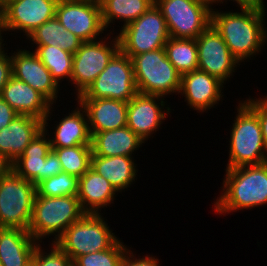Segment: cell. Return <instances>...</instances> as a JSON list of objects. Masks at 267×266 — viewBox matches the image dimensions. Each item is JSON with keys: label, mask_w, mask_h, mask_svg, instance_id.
<instances>
[{"label": "cell", "mask_w": 267, "mask_h": 266, "mask_svg": "<svg viewBox=\"0 0 267 266\" xmlns=\"http://www.w3.org/2000/svg\"><path fill=\"white\" fill-rule=\"evenodd\" d=\"M221 195L214 211L225 214L267 203V162L226 169Z\"/></svg>", "instance_id": "cell-2"}, {"label": "cell", "mask_w": 267, "mask_h": 266, "mask_svg": "<svg viewBox=\"0 0 267 266\" xmlns=\"http://www.w3.org/2000/svg\"><path fill=\"white\" fill-rule=\"evenodd\" d=\"M39 243L28 230L0 228V261L3 266H27Z\"/></svg>", "instance_id": "cell-23"}, {"label": "cell", "mask_w": 267, "mask_h": 266, "mask_svg": "<svg viewBox=\"0 0 267 266\" xmlns=\"http://www.w3.org/2000/svg\"><path fill=\"white\" fill-rule=\"evenodd\" d=\"M127 251L126 245L118 240L111 248L77 257L75 266H119Z\"/></svg>", "instance_id": "cell-33"}, {"label": "cell", "mask_w": 267, "mask_h": 266, "mask_svg": "<svg viewBox=\"0 0 267 266\" xmlns=\"http://www.w3.org/2000/svg\"><path fill=\"white\" fill-rule=\"evenodd\" d=\"M42 130V120L29 115H18L0 130V153L13 163Z\"/></svg>", "instance_id": "cell-20"}, {"label": "cell", "mask_w": 267, "mask_h": 266, "mask_svg": "<svg viewBox=\"0 0 267 266\" xmlns=\"http://www.w3.org/2000/svg\"><path fill=\"white\" fill-rule=\"evenodd\" d=\"M144 143L128 126L97 132L91 137L92 156H129Z\"/></svg>", "instance_id": "cell-24"}, {"label": "cell", "mask_w": 267, "mask_h": 266, "mask_svg": "<svg viewBox=\"0 0 267 266\" xmlns=\"http://www.w3.org/2000/svg\"><path fill=\"white\" fill-rule=\"evenodd\" d=\"M63 172L61 162L56 153L51 149L45 159L46 179Z\"/></svg>", "instance_id": "cell-38"}, {"label": "cell", "mask_w": 267, "mask_h": 266, "mask_svg": "<svg viewBox=\"0 0 267 266\" xmlns=\"http://www.w3.org/2000/svg\"><path fill=\"white\" fill-rule=\"evenodd\" d=\"M2 31V13L0 9V32Z\"/></svg>", "instance_id": "cell-44"}, {"label": "cell", "mask_w": 267, "mask_h": 266, "mask_svg": "<svg viewBox=\"0 0 267 266\" xmlns=\"http://www.w3.org/2000/svg\"><path fill=\"white\" fill-rule=\"evenodd\" d=\"M12 170V162L2 153H0V177L8 174Z\"/></svg>", "instance_id": "cell-41"}, {"label": "cell", "mask_w": 267, "mask_h": 266, "mask_svg": "<svg viewBox=\"0 0 267 266\" xmlns=\"http://www.w3.org/2000/svg\"><path fill=\"white\" fill-rule=\"evenodd\" d=\"M85 214L77 195L36 196L28 231L38 243L54 234L52 243H55L71 224Z\"/></svg>", "instance_id": "cell-4"}, {"label": "cell", "mask_w": 267, "mask_h": 266, "mask_svg": "<svg viewBox=\"0 0 267 266\" xmlns=\"http://www.w3.org/2000/svg\"><path fill=\"white\" fill-rule=\"evenodd\" d=\"M58 1L17 0L9 3L1 11L2 32L22 30L28 37L40 25L55 17Z\"/></svg>", "instance_id": "cell-14"}, {"label": "cell", "mask_w": 267, "mask_h": 266, "mask_svg": "<svg viewBox=\"0 0 267 266\" xmlns=\"http://www.w3.org/2000/svg\"><path fill=\"white\" fill-rule=\"evenodd\" d=\"M31 44L50 45L74 54L82 44V40L71 33L59 22L56 17L46 21L27 37Z\"/></svg>", "instance_id": "cell-27"}, {"label": "cell", "mask_w": 267, "mask_h": 266, "mask_svg": "<svg viewBox=\"0 0 267 266\" xmlns=\"http://www.w3.org/2000/svg\"><path fill=\"white\" fill-rule=\"evenodd\" d=\"M116 193L115 187L91 168L79 177L77 197L86 214H100L101 208L113 203Z\"/></svg>", "instance_id": "cell-21"}, {"label": "cell", "mask_w": 267, "mask_h": 266, "mask_svg": "<svg viewBox=\"0 0 267 266\" xmlns=\"http://www.w3.org/2000/svg\"><path fill=\"white\" fill-rule=\"evenodd\" d=\"M244 102L258 115L267 151V96H264V98L260 99H246Z\"/></svg>", "instance_id": "cell-35"}, {"label": "cell", "mask_w": 267, "mask_h": 266, "mask_svg": "<svg viewBox=\"0 0 267 266\" xmlns=\"http://www.w3.org/2000/svg\"><path fill=\"white\" fill-rule=\"evenodd\" d=\"M58 156L63 172L81 177L91 166V144L51 148Z\"/></svg>", "instance_id": "cell-31"}, {"label": "cell", "mask_w": 267, "mask_h": 266, "mask_svg": "<svg viewBox=\"0 0 267 266\" xmlns=\"http://www.w3.org/2000/svg\"><path fill=\"white\" fill-rule=\"evenodd\" d=\"M51 245V252L48 253H45L40 243L36 246L31 260L34 266H69L71 258L56 243Z\"/></svg>", "instance_id": "cell-34"}, {"label": "cell", "mask_w": 267, "mask_h": 266, "mask_svg": "<svg viewBox=\"0 0 267 266\" xmlns=\"http://www.w3.org/2000/svg\"><path fill=\"white\" fill-rule=\"evenodd\" d=\"M4 47L0 50V92L3 89V86L10 80L12 76V59L8 53H5L3 50Z\"/></svg>", "instance_id": "cell-37"}, {"label": "cell", "mask_w": 267, "mask_h": 266, "mask_svg": "<svg viewBox=\"0 0 267 266\" xmlns=\"http://www.w3.org/2000/svg\"><path fill=\"white\" fill-rule=\"evenodd\" d=\"M16 50L18 51L11 54L12 76L37 90L51 104L56 103L60 85L52 78L50 71L33 51Z\"/></svg>", "instance_id": "cell-16"}, {"label": "cell", "mask_w": 267, "mask_h": 266, "mask_svg": "<svg viewBox=\"0 0 267 266\" xmlns=\"http://www.w3.org/2000/svg\"><path fill=\"white\" fill-rule=\"evenodd\" d=\"M240 8L241 12H218L212 7L211 25L222 36L232 55L241 63L261 52V47L266 43L264 16L267 12L266 8L257 6Z\"/></svg>", "instance_id": "cell-1"}, {"label": "cell", "mask_w": 267, "mask_h": 266, "mask_svg": "<svg viewBox=\"0 0 267 266\" xmlns=\"http://www.w3.org/2000/svg\"><path fill=\"white\" fill-rule=\"evenodd\" d=\"M230 133L229 159L226 169L267 162L258 115L242 100L237 107Z\"/></svg>", "instance_id": "cell-3"}, {"label": "cell", "mask_w": 267, "mask_h": 266, "mask_svg": "<svg viewBox=\"0 0 267 266\" xmlns=\"http://www.w3.org/2000/svg\"><path fill=\"white\" fill-rule=\"evenodd\" d=\"M103 39L101 37L98 41L82 42L74 53L71 82L76 85L77 97L89 87L120 50L118 36H115L111 43H106V38L104 41Z\"/></svg>", "instance_id": "cell-11"}, {"label": "cell", "mask_w": 267, "mask_h": 266, "mask_svg": "<svg viewBox=\"0 0 267 266\" xmlns=\"http://www.w3.org/2000/svg\"><path fill=\"white\" fill-rule=\"evenodd\" d=\"M55 17L83 42L98 40L104 33L100 1L59 0ZM98 36V37H97Z\"/></svg>", "instance_id": "cell-12"}, {"label": "cell", "mask_w": 267, "mask_h": 266, "mask_svg": "<svg viewBox=\"0 0 267 266\" xmlns=\"http://www.w3.org/2000/svg\"><path fill=\"white\" fill-rule=\"evenodd\" d=\"M34 53L50 71L52 78L60 85L62 79L71 81L74 54L62 50L59 46L36 45Z\"/></svg>", "instance_id": "cell-30"}, {"label": "cell", "mask_w": 267, "mask_h": 266, "mask_svg": "<svg viewBox=\"0 0 267 266\" xmlns=\"http://www.w3.org/2000/svg\"><path fill=\"white\" fill-rule=\"evenodd\" d=\"M36 195V185L13 169L0 177V228L28 230Z\"/></svg>", "instance_id": "cell-7"}, {"label": "cell", "mask_w": 267, "mask_h": 266, "mask_svg": "<svg viewBox=\"0 0 267 266\" xmlns=\"http://www.w3.org/2000/svg\"><path fill=\"white\" fill-rule=\"evenodd\" d=\"M79 178L77 176L60 172L36 185V196L61 197L78 194Z\"/></svg>", "instance_id": "cell-32"}, {"label": "cell", "mask_w": 267, "mask_h": 266, "mask_svg": "<svg viewBox=\"0 0 267 266\" xmlns=\"http://www.w3.org/2000/svg\"><path fill=\"white\" fill-rule=\"evenodd\" d=\"M117 36L120 50L130 58L164 48L170 38L165 19L155 3L139 18L121 26Z\"/></svg>", "instance_id": "cell-9"}, {"label": "cell", "mask_w": 267, "mask_h": 266, "mask_svg": "<svg viewBox=\"0 0 267 266\" xmlns=\"http://www.w3.org/2000/svg\"><path fill=\"white\" fill-rule=\"evenodd\" d=\"M226 1V0H225ZM233 2L236 1V3L239 6H257V7H262L265 8V1L263 2V0H232ZM222 3L224 2V0H216L214 3Z\"/></svg>", "instance_id": "cell-40"}, {"label": "cell", "mask_w": 267, "mask_h": 266, "mask_svg": "<svg viewBox=\"0 0 267 266\" xmlns=\"http://www.w3.org/2000/svg\"><path fill=\"white\" fill-rule=\"evenodd\" d=\"M17 0H0V9L1 11L9 4Z\"/></svg>", "instance_id": "cell-42"}, {"label": "cell", "mask_w": 267, "mask_h": 266, "mask_svg": "<svg viewBox=\"0 0 267 266\" xmlns=\"http://www.w3.org/2000/svg\"><path fill=\"white\" fill-rule=\"evenodd\" d=\"M134 157L91 156L90 168L106 178L120 192L135 182L138 170Z\"/></svg>", "instance_id": "cell-26"}, {"label": "cell", "mask_w": 267, "mask_h": 266, "mask_svg": "<svg viewBox=\"0 0 267 266\" xmlns=\"http://www.w3.org/2000/svg\"><path fill=\"white\" fill-rule=\"evenodd\" d=\"M164 106L163 97L138 92L128 102L127 126L144 142L149 140L171 112L170 107H165L166 112Z\"/></svg>", "instance_id": "cell-15"}, {"label": "cell", "mask_w": 267, "mask_h": 266, "mask_svg": "<svg viewBox=\"0 0 267 266\" xmlns=\"http://www.w3.org/2000/svg\"><path fill=\"white\" fill-rule=\"evenodd\" d=\"M27 266H34V264L31 262V263H29Z\"/></svg>", "instance_id": "cell-45"}, {"label": "cell", "mask_w": 267, "mask_h": 266, "mask_svg": "<svg viewBox=\"0 0 267 266\" xmlns=\"http://www.w3.org/2000/svg\"><path fill=\"white\" fill-rule=\"evenodd\" d=\"M137 93L132 60L119 50L77 99L108 98L129 102Z\"/></svg>", "instance_id": "cell-10"}, {"label": "cell", "mask_w": 267, "mask_h": 266, "mask_svg": "<svg viewBox=\"0 0 267 266\" xmlns=\"http://www.w3.org/2000/svg\"><path fill=\"white\" fill-rule=\"evenodd\" d=\"M74 109L69 116H64L55 127L54 136L50 139L51 148H65L75 145L91 144L88 118L84 108Z\"/></svg>", "instance_id": "cell-25"}, {"label": "cell", "mask_w": 267, "mask_h": 266, "mask_svg": "<svg viewBox=\"0 0 267 266\" xmlns=\"http://www.w3.org/2000/svg\"><path fill=\"white\" fill-rule=\"evenodd\" d=\"M138 92L165 97L179 94L181 75L169 62L164 48L131 58Z\"/></svg>", "instance_id": "cell-5"}, {"label": "cell", "mask_w": 267, "mask_h": 266, "mask_svg": "<svg viewBox=\"0 0 267 266\" xmlns=\"http://www.w3.org/2000/svg\"><path fill=\"white\" fill-rule=\"evenodd\" d=\"M1 34H2V32H0V50L5 46L4 44H2L4 42V39L2 38V35Z\"/></svg>", "instance_id": "cell-43"}, {"label": "cell", "mask_w": 267, "mask_h": 266, "mask_svg": "<svg viewBox=\"0 0 267 266\" xmlns=\"http://www.w3.org/2000/svg\"><path fill=\"white\" fill-rule=\"evenodd\" d=\"M76 100L87 114L91 137L97 132L127 126L128 102L108 98Z\"/></svg>", "instance_id": "cell-19"}, {"label": "cell", "mask_w": 267, "mask_h": 266, "mask_svg": "<svg viewBox=\"0 0 267 266\" xmlns=\"http://www.w3.org/2000/svg\"><path fill=\"white\" fill-rule=\"evenodd\" d=\"M19 114L0 96V130Z\"/></svg>", "instance_id": "cell-39"}, {"label": "cell", "mask_w": 267, "mask_h": 266, "mask_svg": "<svg viewBox=\"0 0 267 266\" xmlns=\"http://www.w3.org/2000/svg\"><path fill=\"white\" fill-rule=\"evenodd\" d=\"M158 263L159 261L157 258L149 255L137 259L133 255V252L127 249L125 255L120 261L119 266H159Z\"/></svg>", "instance_id": "cell-36"}, {"label": "cell", "mask_w": 267, "mask_h": 266, "mask_svg": "<svg viewBox=\"0 0 267 266\" xmlns=\"http://www.w3.org/2000/svg\"><path fill=\"white\" fill-rule=\"evenodd\" d=\"M155 0H100L102 23L105 29L111 23L124 21V25L131 23L144 14Z\"/></svg>", "instance_id": "cell-28"}, {"label": "cell", "mask_w": 267, "mask_h": 266, "mask_svg": "<svg viewBox=\"0 0 267 266\" xmlns=\"http://www.w3.org/2000/svg\"><path fill=\"white\" fill-rule=\"evenodd\" d=\"M119 238L100 214H85L71 224L55 242L72 260L111 248Z\"/></svg>", "instance_id": "cell-6"}, {"label": "cell", "mask_w": 267, "mask_h": 266, "mask_svg": "<svg viewBox=\"0 0 267 266\" xmlns=\"http://www.w3.org/2000/svg\"><path fill=\"white\" fill-rule=\"evenodd\" d=\"M196 44L198 70L207 72L223 83L229 81L240 62L232 55L222 36L211 24L196 38Z\"/></svg>", "instance_id": "cell-13"}, {"label": "cell", "mask_w": 267, "mask_h": 266, "mask_svg": "<svg viewBox=\"0 0 267 266\" xmlns=\"http://www.w3.org/2000/svg\"><path fill=\"white\" fill-rule=\"evenodd\" d=\"M169 62L182 76L198 70V49L196 39L170 37L164 46Z\"/></svg>", "instance_id": "cell-29"}, {"label": "cell", "mask_w": 267, "mask_h": 266, "mask_svg": "<svg viewBox=\"0 0 267 266\" xmlns=\"http://www.w3.org/2000/svg\"><path fill=\"white\" fill-rule=\"evenodd\" d=\"M43 130L24 149L23 154L12 163V169L23 179L37 185L46 179L45 159L51 150L49 132ZM49 138V139H48Z\"/></svg>", "instance_id": "cell-22"}, {"label": "cell", "mask_w": 267, "mask_h": 266, "mask_svg": "<svg viewBox=\"0 0 267 266\" xmlns=\"http://www.w3.org/2000/svg\"><path fill=\"white\" fill-rule=\"evenodd\" d=\"M0 96L19 114L36 117L43 121L47 128L52 104L30 85L11 76L3 86Z\"/></svg>", "instance_id": "cell-17"}, {"label": "cell", "mask_w": 267, "mask_h": 266, "mask_svg": "<svg viewBox=\"0 0 267 266\" xmlns=\"http://www.w3.org/2000/svg\"><path fill=\"white\" fill-rule=\"evenodd\" d=\"M170 37L196 39L211 24L212 0H155Z\"/></svg>", "instance_id": "cell-8"}, {"label": "cell", "mask_w": 267, "mask_h": 266, "mask_svg": "<svg viewBox=\"0 0 267 266\" xmlns=\"http://www.w3.org/2000/svg\"><path fill=\"white\" fill-rule=\"evenodd\" d=\"M223 82L200 70L181 76L179 93L184 94L190 108L199 113L214 107L222 99Z\"/></svg>", "instance_id": "cell-18"}]
</instances>
